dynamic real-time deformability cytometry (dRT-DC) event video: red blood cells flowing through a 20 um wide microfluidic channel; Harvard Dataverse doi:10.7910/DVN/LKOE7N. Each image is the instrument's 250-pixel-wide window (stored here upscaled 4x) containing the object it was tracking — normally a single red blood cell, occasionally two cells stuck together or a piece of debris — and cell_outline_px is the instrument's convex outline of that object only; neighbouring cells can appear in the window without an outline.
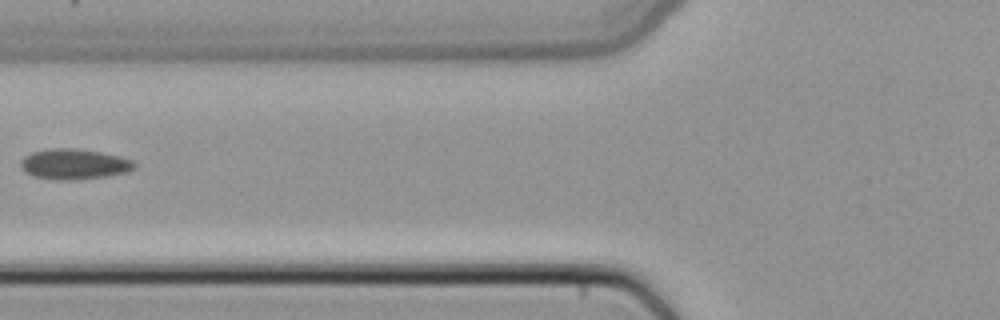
{"species": "common noctule bat (a hibernating species)", "species_latin": "Nyctalus noctula", "temperature_condition": "cold", "stored_images_in_passage": 4, "camera_frame_rate_fps": 3000, "um_per_image_px": 0.085, "animal": {"sex": "female", "body_mass_g": 22.7, "forearm_length_mm": 54.2}, "frame": {"image": 1, "passage_image": 4, "time_ms": 1.0, "image_size_px": [1000, 320], "cell_outline_px": [[136, 168], [128, 172], [108, 176], [72, 180], [56, 180], [32, 176], [24, 172], [20, 168], [20, 160], [24, 156], [32, 152], [52, 148], [76, 148], [100, 152], [120, 156], [132, 160], [136, 164]], "centroid_in_image_um": [6.29, 13.95], "position_along_channel_um": 119.5, "area_um2": 20.46}}